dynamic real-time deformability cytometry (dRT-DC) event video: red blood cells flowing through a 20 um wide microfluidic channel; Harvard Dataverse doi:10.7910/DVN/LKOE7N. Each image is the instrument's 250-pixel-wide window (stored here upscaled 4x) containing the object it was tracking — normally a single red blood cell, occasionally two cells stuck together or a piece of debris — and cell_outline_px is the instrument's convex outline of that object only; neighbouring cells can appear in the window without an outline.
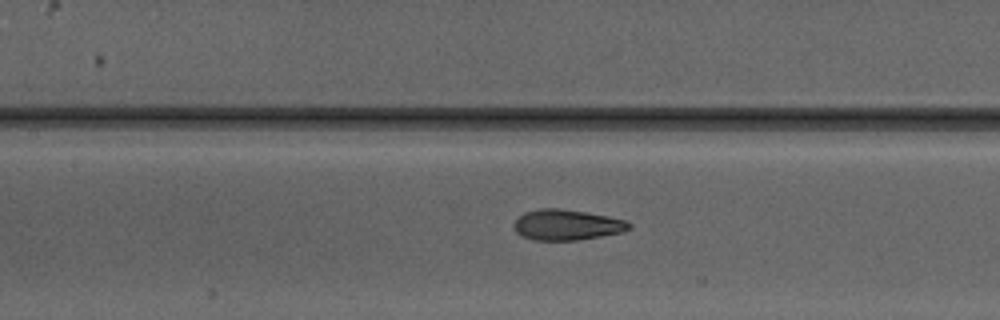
{"species": "Egyptian fruit bat (a non-hibernating species)", "species_latin": "Rousettus aegyptiacus", "temperature_condition": "warm", "stored_images_in_passage": 7, "camera_frame_rate_fps": 3000, "um_per_image_px": 0.085, "animal": {"sex": "male"}, "frame": {"image": 1, "passage_image": 7, "time_ms": 7.333, "image_size_px": [1000, 320], "cell_outline_px": [[632, 228], [624, 232], [576, 240], [532, 240], [516, 232], [512, 224], [524, 212], [540, 208], [560, 208], [608, 216], [624, 220], [632, 224]], "centroid_in_image_um": [48.18, 19.11], "position_along_channel_um": 159.2, "area_um2": 20.52}}